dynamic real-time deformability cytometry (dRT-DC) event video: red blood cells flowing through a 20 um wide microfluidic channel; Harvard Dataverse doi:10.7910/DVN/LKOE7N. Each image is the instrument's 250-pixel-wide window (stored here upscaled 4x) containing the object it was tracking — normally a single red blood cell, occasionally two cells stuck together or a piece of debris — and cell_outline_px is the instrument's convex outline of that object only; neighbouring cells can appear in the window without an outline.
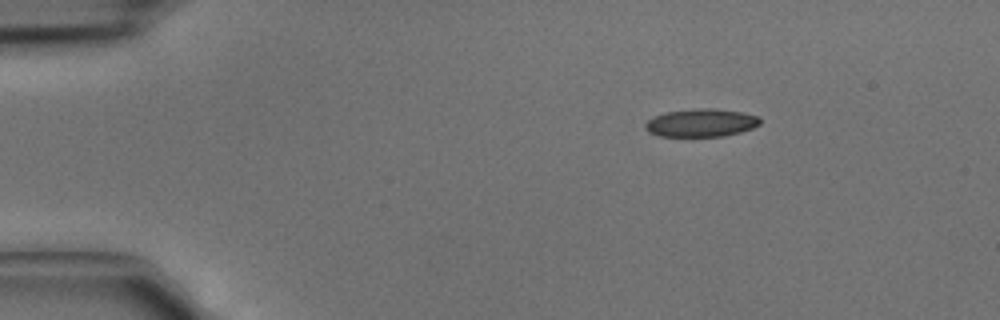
{"species": "common noctule bat (a hibernating species)", "species_latin": "Nyctalus noctula", "temperature_condition": "cold", "stored_images_in_passage": 3, "camera_frame_rate_fps": 3000, "um_per_image_px": 0.085, "animal": {"sex": "male", "body_mass_g": 15.6}, "frame": {"image": 1, "passage_image": 1, "time_ms": 0.0, "image_size_px": [1000, 320], "cell_outline_px": [[760, 124], [752, 128], [740, 132], [724, 136], [660, 136], [648, 132], [644, 128], [644, 124], [652, 116], [664, 112], [696, 108], [708, 108], [740, 112], [760, 116]], "centroid_in_image_um": [59.56, 10.44], "position_along_channel_um": 25.4, "area_um2": 18.79}}
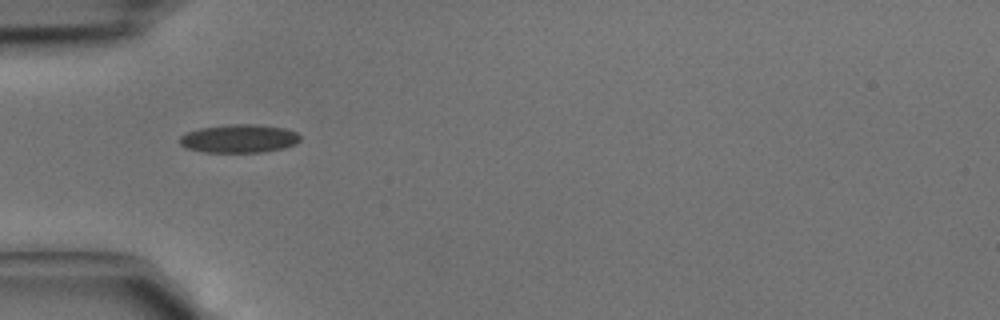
{"frame": {"image": 2, "passage_image": 3, "time_ms": 0.667, "image_size_px": [1000, 320], "cell_outline_px": [[300, 140], [296, 144], [284, 148], [264, 152], [204, 152], [184, 148], [180, 144], [180, 136], [188, 132], [200, 128], [232, 124], [256, 124], [284, 128], [296, 132], [300, 136]], "centroid_in_image_um": [20.33, 11.78], "position_along_channel_um": 64.7, "area_um2": 19.94}}